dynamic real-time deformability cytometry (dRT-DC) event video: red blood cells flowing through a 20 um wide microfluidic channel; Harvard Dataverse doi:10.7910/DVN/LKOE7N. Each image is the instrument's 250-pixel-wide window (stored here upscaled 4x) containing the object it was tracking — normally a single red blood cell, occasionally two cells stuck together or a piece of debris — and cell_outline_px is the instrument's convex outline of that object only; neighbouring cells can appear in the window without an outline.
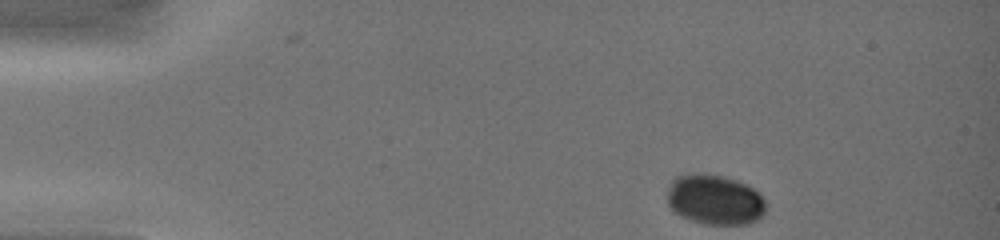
{"species": "common noctule bat (a hibernating species)", "species_latin": "Nyctalus noctula", "temperature_condition": "warm", "stored_images_in_passage": 61, "camera_frame_rate_fps": 3000, "um_per_image_px": 0.085, "animal": {"sex": "female", "body_mass_g": 19.0, "forearm_length_mm": 51.5}, "frame": {"image": 1, "passage_image": 1, "time_ms": 0.0, "image_size_px": [1000, 240], "cell_outline_px": [[768, 208], [756, 220], [748, 224], [704, 224], [680, 216], [668, 204], [668, 184], [676, 176], [692, 172], [704, 172], [724, 176], [748, 184], [760, 192]], "centroid_in_image_um": [60.77, 16.94], "position_along_channel_um": 24.2, "area_um2": 29.3}}
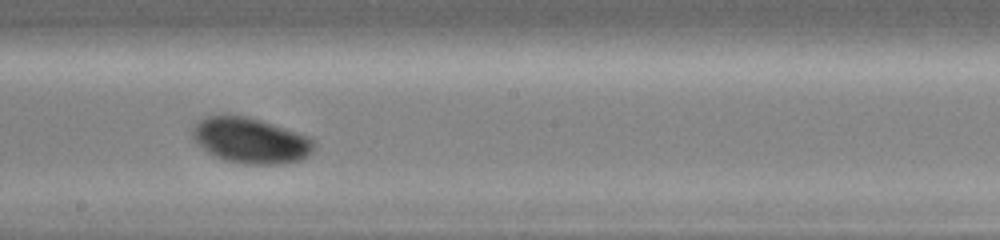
{"frame": {"image": 2, "passage_image": 38, "time_ms": 7.0, "image_size_px": [1000, 240], "cell_outline_px": [[316, 148], [304, 160], [288, 164], [244, 164], [224, 160], [208, 152], [192, 140], [192, 128], [200, 120], [208, 116], [244, 116], [260, 120], [308, 136], [316, 140]], "centroid_in_image_um": [21.35, 11.97], "position_along_channel_um": 226.8, "area_um2": 32.37}}
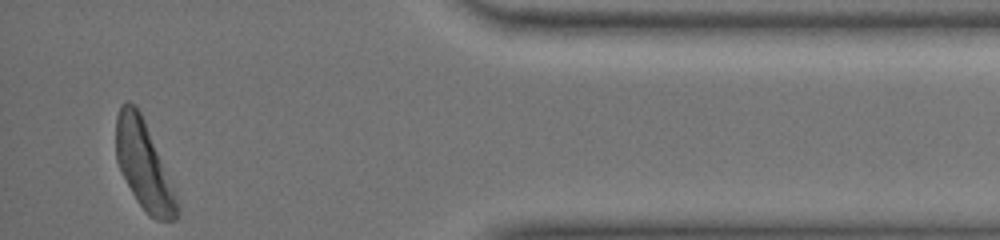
{"frame": {"image": 3, "passage_image": 60, "time_ms": 12.333, "image_size_px": [1000, 240], "cell_outline_px": [[180, 212], [176, 220], [156, 220], [148, 216], [136, 200], [116, 160], [116, 116], [120, 104], [124, 100], [128, 100], [136, 104], [144, 120], [172, 188]], "centroid_in_image_um": [12.17, 14.02], "position_along_channel_um": 423.0, "area_um2": 30.58}}